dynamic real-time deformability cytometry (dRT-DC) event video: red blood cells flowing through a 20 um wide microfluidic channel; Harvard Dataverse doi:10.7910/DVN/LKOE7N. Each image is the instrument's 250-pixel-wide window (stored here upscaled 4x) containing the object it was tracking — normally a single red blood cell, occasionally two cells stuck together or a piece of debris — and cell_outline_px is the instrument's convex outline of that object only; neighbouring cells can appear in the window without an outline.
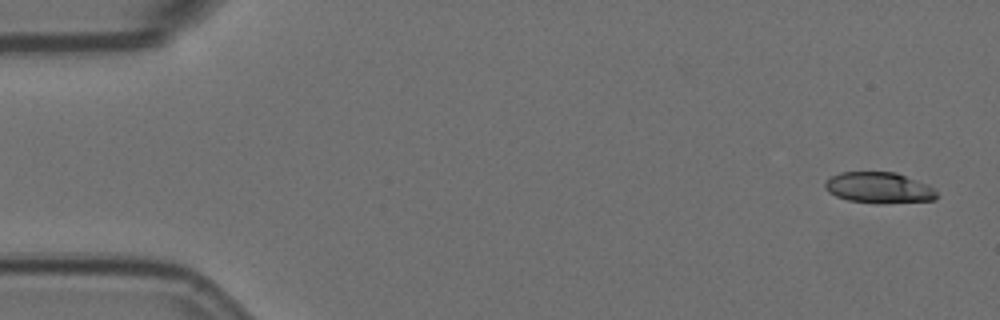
{"species": "Egyptian fruit bat (a non-hibernating species)", "species_latin": "Rousettus aegyptiacus", "temperature_condition": "room temperature", "stored_images_in_passage": 4, "camera_frame_rate_fps": 3000, "um_per_image_px": 0.085, "animal": {"sex": "female"}, "frame": {"image": 1, "passage_image": 1, "time_ms": 0.0, "image_size_px": [1000, 320], "cell_outline_px": [[936, 200], [884, 204], [872, 204], [848, 200], [836, 196], [828, 192], [824, 188], [824, 184], [832, 176], [840, 172], [896, 172], [928, 184], [936, 192]], "centroid_in_image_um": [74.71, 15.97], "position_along_channel_um": 10.3, "area_um2": 20.4}}
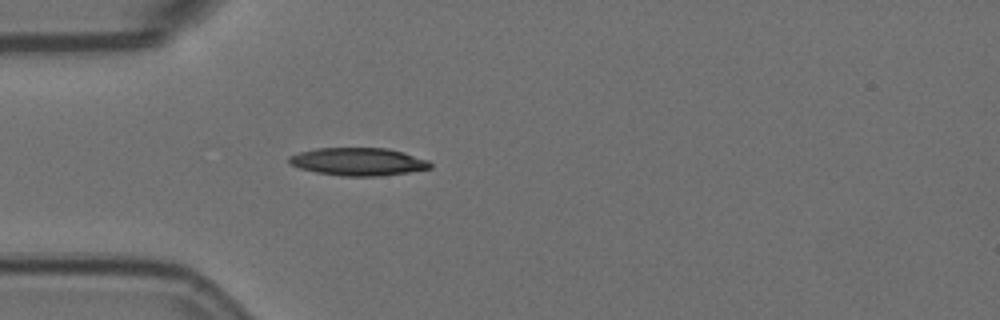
{"frame": {"image": 2, "passage_image": 4, "time_ms": 1.0, "image_size_px": [1000, 320], "cell_outline_px": [[432, 168], [408, 172], [380, 176], [340, 176], [316, 172], [300, 168], [288, 164], [288, 156], [300, 152], [316, 148], [388, 148], [404, 152], [428, 160], [432, 164]], "centroid_in_image_um": [30.44, 13.74], "position_along_channel_um": 54.6, "area_um2": 23.0}}